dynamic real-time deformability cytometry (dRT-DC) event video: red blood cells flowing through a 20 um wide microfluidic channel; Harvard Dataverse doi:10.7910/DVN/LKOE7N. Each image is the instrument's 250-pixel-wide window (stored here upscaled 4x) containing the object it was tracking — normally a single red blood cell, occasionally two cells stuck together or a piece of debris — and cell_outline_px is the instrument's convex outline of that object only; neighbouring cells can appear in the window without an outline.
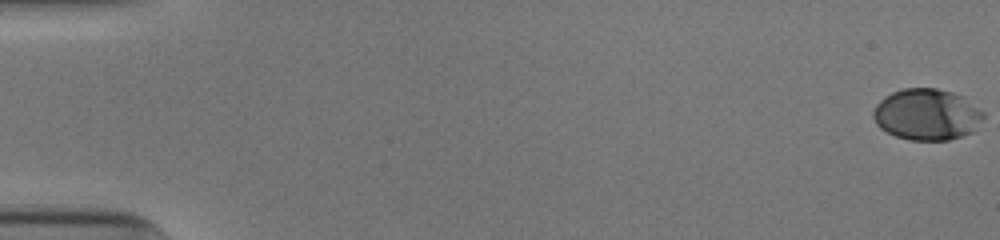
{"species": "human", "species_latin": "Homo sapiens", "temperature_condition": "cold", "stored_images_in_passage": 54, "camera_frame_rate_fps": 3000, "um_per_image_px": 0.085, "donor": {"sex": "male"}, "frame": {"image": 1, "passage_image": 1, "time_ms": 0.0, "image_size_px": [1000, 240], "cell_outline_px": [[984, 116], [972, 132], [948, 140], [908, 140], [896, 136], [880, 128], [876, 124], [872, 116], [872, 112], [876, 104], [884, 96], [892, 92], [904, 88], [936, 88], [952, 92], [964, 96], [984, 112]], "centroid_in_image_um": [78.76, 9.72], "position_along_channel_um": 6.2, "area_um2": 33.06}}
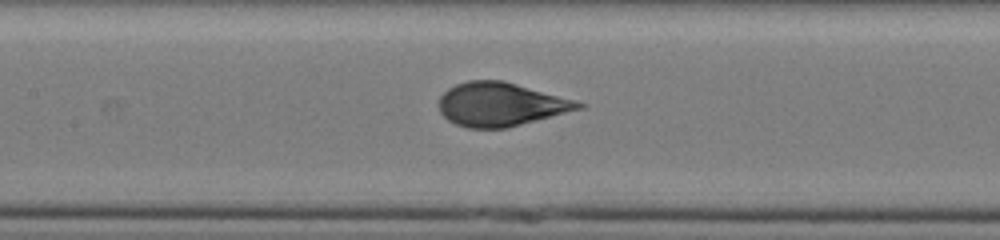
{"frame": {"image": 2, "passage_image": 27, "time_ms": 8.667, "image_size_px": [1000, 240], "cell_outline_px": [[584, 108], [508, 128], [468, 128], [456, 124], [448, 120], [440, 112], [440, 96], [448, 88], [456, 84], [468, 80], [504, 80], [576, 100], [584, 104]], "centroid_in_image_um": [42.57, 8.87], "position_along_channel_um": 164.8, "area_um2": 35.55}}
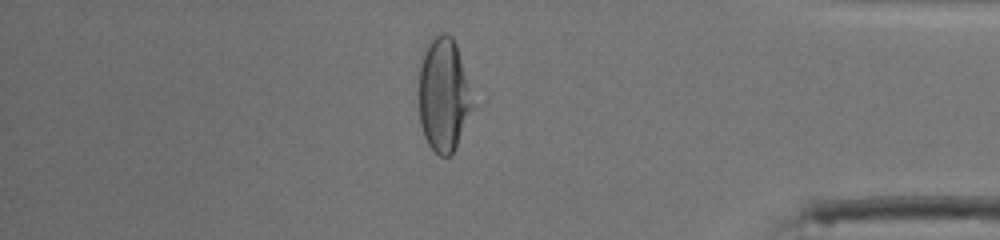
{"frame": {"image": 3, "passage_image": 47, "time_ms": 15.333, "image_size_px": [1000, 240], "cell_outline_px": [[472, 108], [456, 148], [448, 156], [440, 156], [428, 144], [424, 136], [420, 124], [416, 96], [420, 68], [424, 52], [428, 44], [440, 32], [448, 32], [452, 36], [456, 44], [468, 88], [472, 104]], "centroid_in_image_um": [37.63, 8.09], "position_along_channel_um": 397.6, "area_um2": 35.32}, "authors_computed_cell_mechanics": {"area_um2": 35.5759, "velocity_mm_per_s": 3.9091, "shape_relaxation_time_tau1_ms": 4.2371, "shape_relaxation_time_tau2_ms": null, "deformation_change_tau1": 0.1964, "deformation_change_tau2": null}}